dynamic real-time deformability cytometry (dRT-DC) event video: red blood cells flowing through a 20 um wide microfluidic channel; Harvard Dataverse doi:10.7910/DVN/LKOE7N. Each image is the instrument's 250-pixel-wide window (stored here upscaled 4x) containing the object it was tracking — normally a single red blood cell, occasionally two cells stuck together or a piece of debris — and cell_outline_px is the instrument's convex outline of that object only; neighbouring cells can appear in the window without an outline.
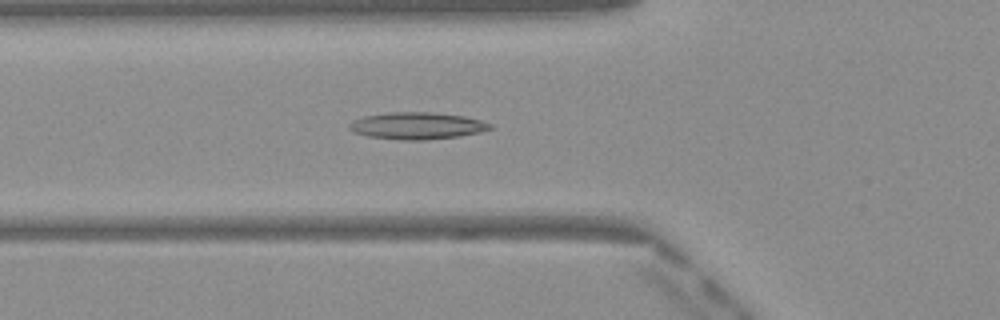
{"species": "Egyptian fruit bat (a non-hibernating species)", "species_latin": "Rousettus aegyptiacus", "temperature_condition": "warm", "stored_images_in_passage": 50, "camera_frame_rate_fps": 3000, "um_per_image_px": 0.085, "frame": {"image": 1, "passage_image": 18, "time_ms": 5.667, "image_size_px": [1000, 320], "cell_outline_px": [[492, 128], [480, 132], [460, 136], [424, 140], [400, 140], [368, 136], [352, 132], [348, 128], [348, 124], [352, 120], [364, 116], [388, 112], [432, 112], [464, 116], [480, 120], [492, 124]], "centroid_in_image_um": [35.41, 10.69], "position_along_channel_um": 90.4, "area_um2": 22.25}}
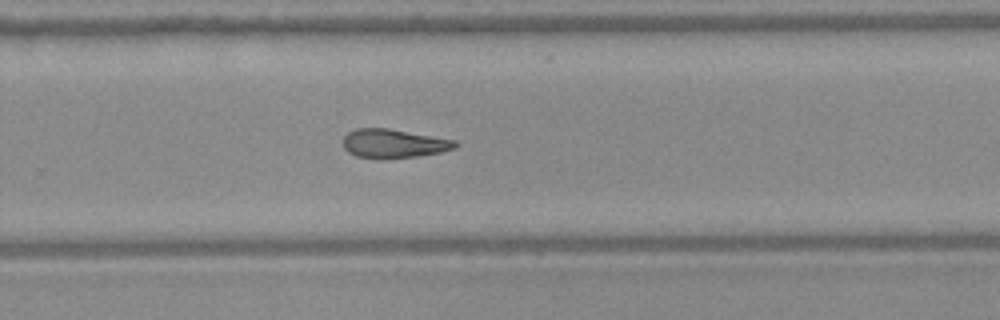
{"frame": {"image": 2, "passage_image": 33, "time_ms": 10.667, "image_size_px": [1000, 320], "cell_outline_px": [[460, 144], [456, 148], [440, 152], [416, 156], [380, 160], [356, 156], [348, 152], [344, 148], [344, 136], [348, 132], [356, 128], [388, 128], [456, 140]], "centroid_in_image_um": [33.46, 12.21], "position_along_channel_um": 296.3, "area_um2": 19.07}}
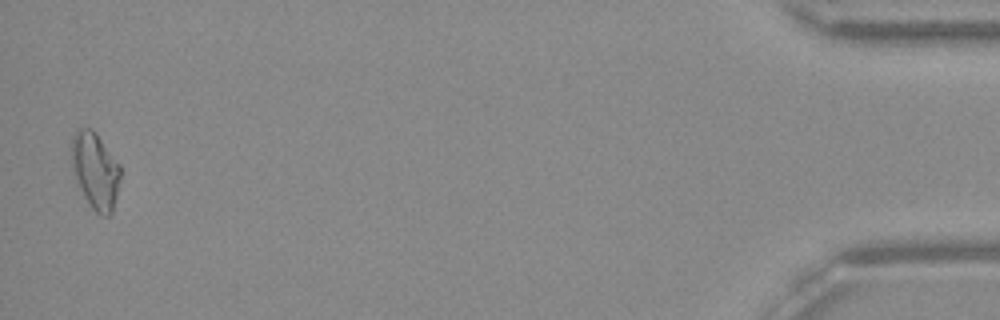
{"frame": {"image": 3, "passage_image": 49, "time_ms": 16.0, "image_size_px": [1000, 320], "cell_outline_px": [[120, 180], [112, 212], [108, 216], [100, 216], [92, 208], [76, 184], [72, 172], [72, 136], [76, 128], [92, 128], [96, 132], [120, 164]], "centroid_in_image_um": [8.09, 14.49], "position_along_channel_um": 427.1, "area_um2": 22.02}}